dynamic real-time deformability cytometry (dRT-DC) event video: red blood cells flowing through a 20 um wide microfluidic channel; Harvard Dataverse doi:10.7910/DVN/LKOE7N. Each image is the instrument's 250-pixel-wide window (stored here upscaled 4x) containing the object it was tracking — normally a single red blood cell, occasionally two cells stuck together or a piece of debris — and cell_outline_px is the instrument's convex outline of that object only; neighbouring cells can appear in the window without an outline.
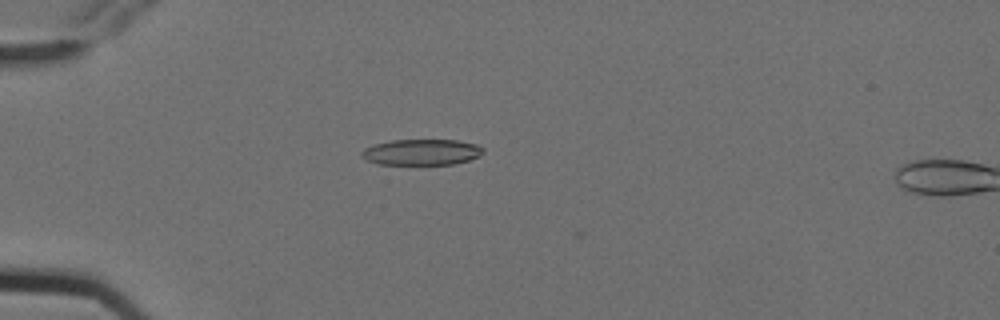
{"species": "Egyptian fruit bat (a non-hibernating species)", "species_latin": "Rousettus aegyptiacus", "temperature_condition": "cold", "stored_images_in_passage": 4, "camera_frame_rate_fps": 3000, "um_per_image_px": 0.085, "animal": {"sex": "female"}, "frame": {"image": 1, "passage_image": 3, "time_ms": 0.667, "image_size_px": [1000, 320], "cell_outline_px": [[484, 152], [480, 156], [456, 164], [376, 164], [360, 156], [360, 152], [364, 148], [376, 144], [392, 140], [456, 140], [476, 144], [484, 148]], "centroid_in_image_um": [35.84, 12.93], "position_along_channel_um": 49.2, "area_um2": 18.38}}